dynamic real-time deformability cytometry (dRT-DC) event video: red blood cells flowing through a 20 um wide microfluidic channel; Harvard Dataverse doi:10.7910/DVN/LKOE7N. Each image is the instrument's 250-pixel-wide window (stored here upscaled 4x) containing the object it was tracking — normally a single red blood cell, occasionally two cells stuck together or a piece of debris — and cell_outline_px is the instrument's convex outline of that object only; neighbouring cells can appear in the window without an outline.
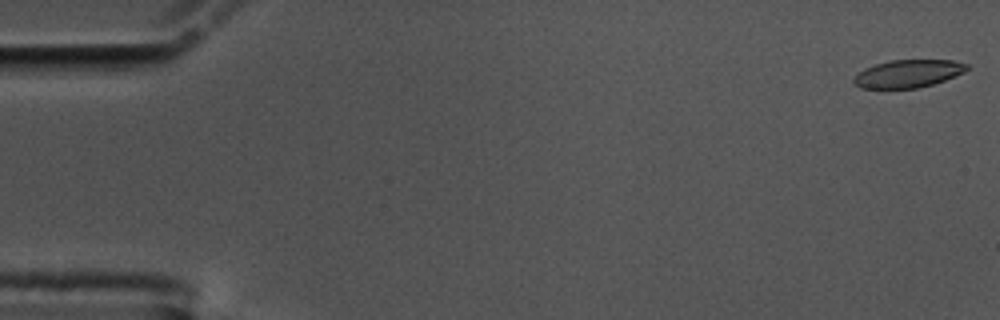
{"species": "common noctule bat (a hibernating species)", "species_latin": "Nyctalus noctula", "temperature_condition": "cold", "stored_images_in_passage": 17, "camera_frame_rate_fps": 3000, "um_per_image_px": 0.085, "animal": {"sex": "male", "body_mass_g": 17.5, "forearm_length_mm": 52.3}, "frame": {"image": 1, "passage_image": 1, "time_ms": 0.0, "image_size_px": [1000, 320], "cell_outline_px": [[968, 68], [964, 72], [944, 80], [932, 84], [916, 88], [860, 88], [852, 80], [864, 68], [876, 64], [892, 60], [952, 60], [968, 64]], "centroid_in_image_um": [77.19, 6.25], "position_along_channel_um": 7.8, "area_um2": 18.03}}
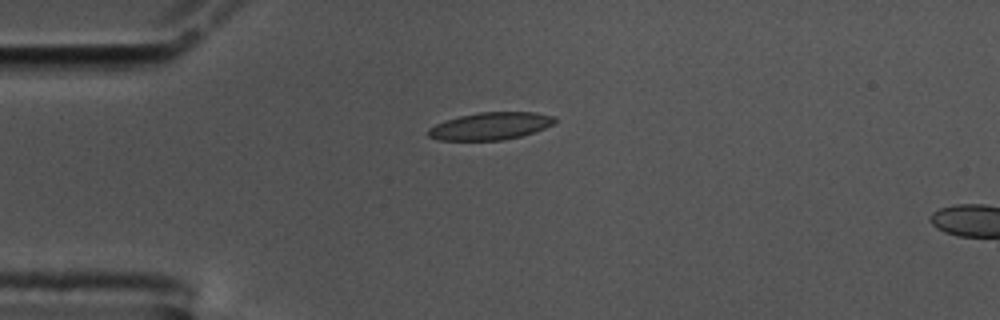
{"frame": {"image": 2, "passage_image": 14, "time_ms": 4.333, "image_size_px": [1000, 320], "cell_outline_px": [[556, 124], [520, 136], [504, 140], [440, 140], [428, 136], [428, 128], [436, 124], [460, 116], [480, 112], [536, 112], [556, 116]], "centroid_in_image_um": [41.73, 10.71], "position_along_channel_um": 43.3, "area_um2": 20.11}}